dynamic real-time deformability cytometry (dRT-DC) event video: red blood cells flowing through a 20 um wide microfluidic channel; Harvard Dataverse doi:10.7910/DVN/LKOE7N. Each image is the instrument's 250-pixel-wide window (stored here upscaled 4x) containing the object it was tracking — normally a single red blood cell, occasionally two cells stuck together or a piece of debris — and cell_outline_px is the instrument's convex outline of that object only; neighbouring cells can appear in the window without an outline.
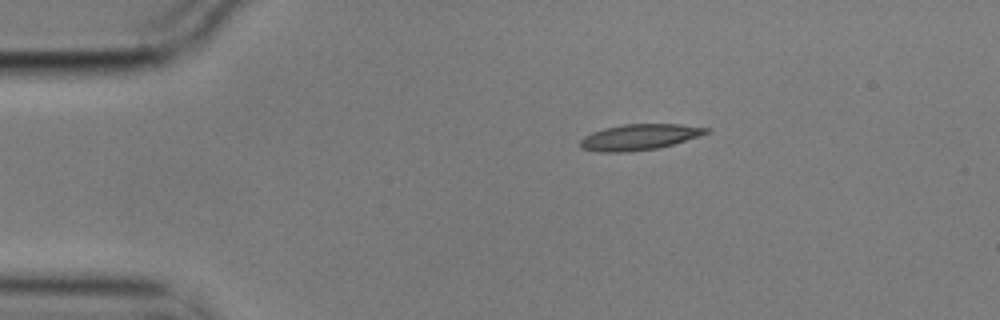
{"species": "common noctule bat (a hibernating species)", "species_latin": "Nyctalus noctula", "temperature_condition": "cold", "stored_images_in_passage": 3, "camera_frame_rate_fps": 3000, "um_per_image_px": 0.085, "animal": {"sex": "male", "body_mass_g": 17.9}, "frame": {"image": 1, "passage_image": 1, "time_ms": 0.0, "image_size_px": [1000, 320], "cell_outline_px": [[712, 132], [700, 136], [660, 148], [628, 152], [596, 152], [580, 148], [580, 140], [584, 136], [592, 132], [604, 128], [624, 124], [680, 124], [712, 128]], "centroid_in_image_um": [54.37, 11.65], "position_along_channel_um": 30.6, "area_um2": 19.31}}